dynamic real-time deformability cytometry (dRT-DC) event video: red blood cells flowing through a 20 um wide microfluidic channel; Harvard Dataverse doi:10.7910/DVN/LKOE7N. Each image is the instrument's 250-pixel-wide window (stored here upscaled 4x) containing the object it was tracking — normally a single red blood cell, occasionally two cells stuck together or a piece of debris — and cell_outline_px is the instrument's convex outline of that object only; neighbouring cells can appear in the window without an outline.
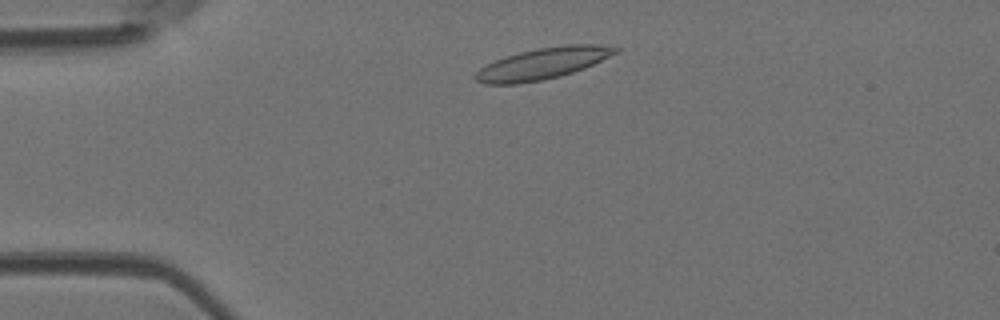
{"species": "Egyptian fruit bat (a non-hibernating species)", "species_latin": "Rousettus aegyptiacus", "temperature_condition": "room temperature", "stored_images_in_passage": 3, "camera_frame_rate_fps": 3000, "um_per_image_px": 0.085, "animal": {"sex": "female"}, "frame": {"image": 1, "passage_image": 2, "time_ms": 0.333, "image_size_px": [1000, 320], "cell_outline_px": [[620, 48], [616, 52], [584, 68], [560, 76], [544, 80], [516, 84], [484, 84], [476, 80], [472, 76], [480, 68], [496, 60], [520, 52], [536, 48], [564, 44], [596, 44]], "centroid_in_image_um": [46.09, 5.4], "position_along_channel_um": 38.9, "area_um2": 25.32}}